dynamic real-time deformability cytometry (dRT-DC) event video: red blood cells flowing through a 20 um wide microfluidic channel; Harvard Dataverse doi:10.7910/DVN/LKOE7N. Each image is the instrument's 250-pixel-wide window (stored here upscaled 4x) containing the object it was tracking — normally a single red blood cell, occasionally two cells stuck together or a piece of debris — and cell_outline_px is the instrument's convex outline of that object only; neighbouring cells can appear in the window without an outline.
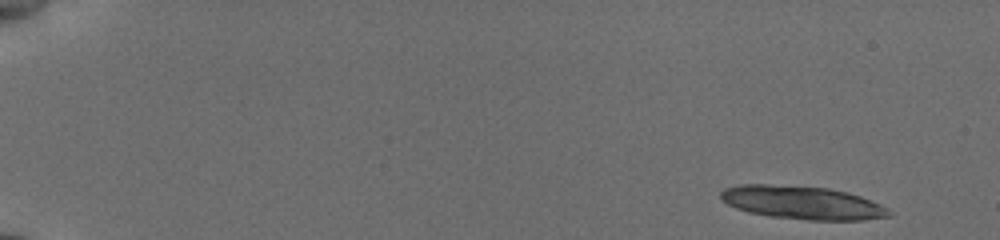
{"species": "common noctule bat (a hibernating species)", "species_latin": "Nyctalus noctula", "temperature_condition": "cold", "stored_images_in_passage": 17, "camera_frame_rate_fps": 3000, "um_per_image_px": 0.085, "animal": {"sex": "female", "body_mass_g": 19.5, "forearm_length_mm": 54.1}, "frame": {"image": 1, "passage_image": 1, "time_ms": 0.0, "image_size_px": [1000, 240], "cell_outline_px": [[892, 216], [864, 220], [808, 220], [772, 216], [748, 212], [736, 208], [728, 204], [720, 196], [720, 192], [724, 188], [744, 184], [768, 184], [828, 188], [848, 192], [860, 196], [880, 204]], "centroid_in_image_um": [68.18, 17.22], "position_along_channel_um": 16.8, "area_um2": 32.31}}